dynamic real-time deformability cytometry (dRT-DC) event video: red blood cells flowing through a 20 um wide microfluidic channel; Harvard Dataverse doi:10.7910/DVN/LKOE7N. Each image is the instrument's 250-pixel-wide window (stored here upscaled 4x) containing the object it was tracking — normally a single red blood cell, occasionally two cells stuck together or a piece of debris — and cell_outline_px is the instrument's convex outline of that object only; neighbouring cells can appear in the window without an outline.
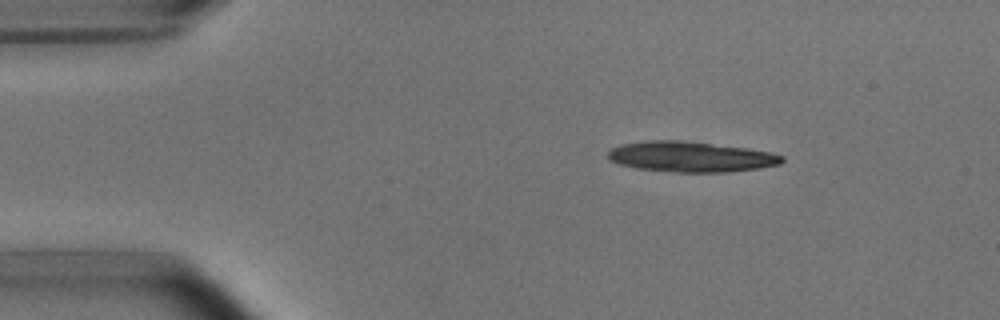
{"species": "common noctule bat (a hibernating species)", "species_latin": "Nyctalus noctula", "temperature_condition": "room temperature", "stored_images_in_passage": 4, "camera_frame_rate_fps": 3000, "um_per_image_px": 0.085, "animal": {"sex": "male", "body_mass_g": 15.6}, "frame": {"image": 1, "passage_image": 2, "time_ms": 1.333, "image_size_px": [1000, 320], "cell_outline_px": [[784, 160], [780, 164], [760, 168], [728, 172], [676, 172], [636, 168], [620, 164], [608, 160], [608, 152], [612, 148], [620, 144], [644, 140], [680, 140], [748, 148], [772, 152], [784, 156]], "centroid_in_image_um": [58.72, 13.32], "position_along_channel_um": 26.3, "area_um2": 31.04}}